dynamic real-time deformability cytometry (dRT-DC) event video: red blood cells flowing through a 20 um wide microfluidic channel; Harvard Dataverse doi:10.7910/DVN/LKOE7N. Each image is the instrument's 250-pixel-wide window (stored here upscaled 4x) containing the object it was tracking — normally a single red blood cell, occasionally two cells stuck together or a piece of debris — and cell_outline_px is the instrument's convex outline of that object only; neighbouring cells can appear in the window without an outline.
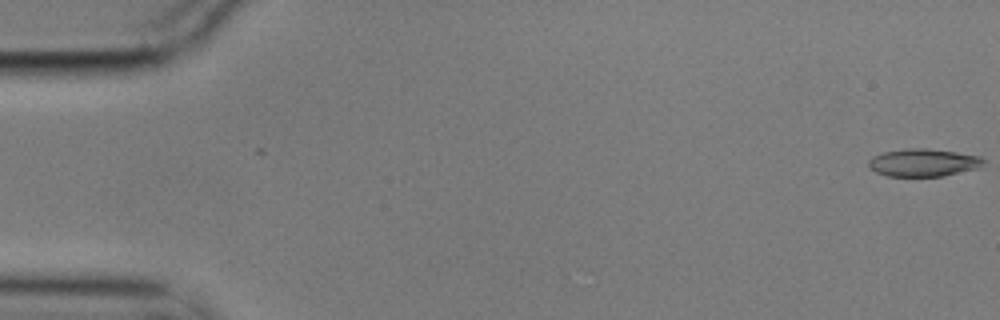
{"species": "common noctule bat (a hibernating species)", "species_latin": "Nyctalus noctula", "temperature_condition": "cold", "stored_images_in_passage": 8, "camera_frame_rate_fps": 3000, "um_per_image_px": 0.085, "animal": {"sex": "male", "body_mass_g": 17.9}, "frame": {"image": 1, "passage_image": 1, "time_ms": 0.0, "image_size_px": [1000, 320], "cell_outline_px": [[984, 160], [980, 168], [944, 176], [888, 176], [876, 172], [868, 164], [868, 160], [872, 156], [884, 152], [904, 148], [924, 148], [956, 152], [980, 156]], "centroid_in_image_um": [78.49, 13.82], "position_along_channel_um": 6.5, "area_um2": 18.55}}
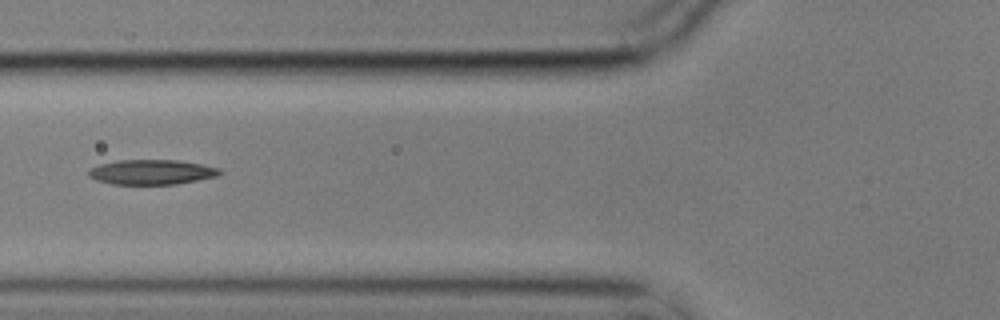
{"frame": {"image": 2, "passage_image": 7, "time_ms": 2.0, "image_size_px": [1000, 320], "cell_outline_px": [[224, 172], [220, 176], [176, 184], [112, 184], [96, 180], [88, 176], [88, 172], [92, 168], [100, 164], [116, 160], [180, 160], [220, 168]], "centroid_in_image_um": [12.94, 14.62], "position_along_channel_um": 112.9, "area_um2": 19.13}}
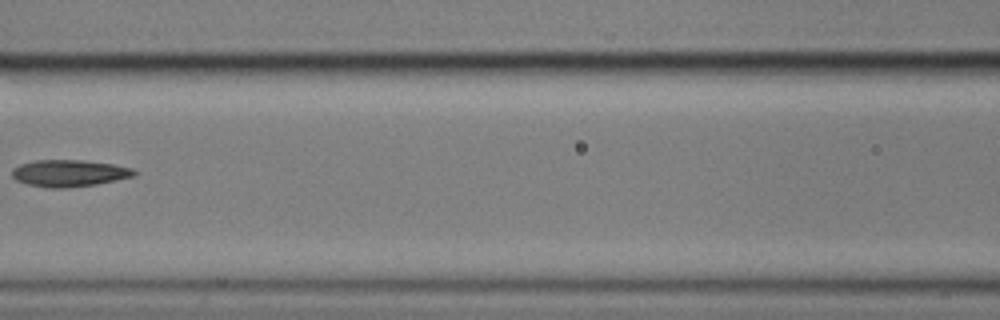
{"frame": {"image": 3, "passage_image": 8, "time_ms": 2.333, "image_size_px": [1000, 320], "cell_outline_px": [[140, 172], [136, 176], [96, 184], [68, 188], [48, 188], [28, 184], [16, 180], [12, 176], [12, 168], [20, 164], [36, 160], [80, 160], [112, 164], [132, 168]], "centroid_in_image_um": [5.9, 14.72], "position_along_channel_um": 160.7, "area_um2": 19.19}}